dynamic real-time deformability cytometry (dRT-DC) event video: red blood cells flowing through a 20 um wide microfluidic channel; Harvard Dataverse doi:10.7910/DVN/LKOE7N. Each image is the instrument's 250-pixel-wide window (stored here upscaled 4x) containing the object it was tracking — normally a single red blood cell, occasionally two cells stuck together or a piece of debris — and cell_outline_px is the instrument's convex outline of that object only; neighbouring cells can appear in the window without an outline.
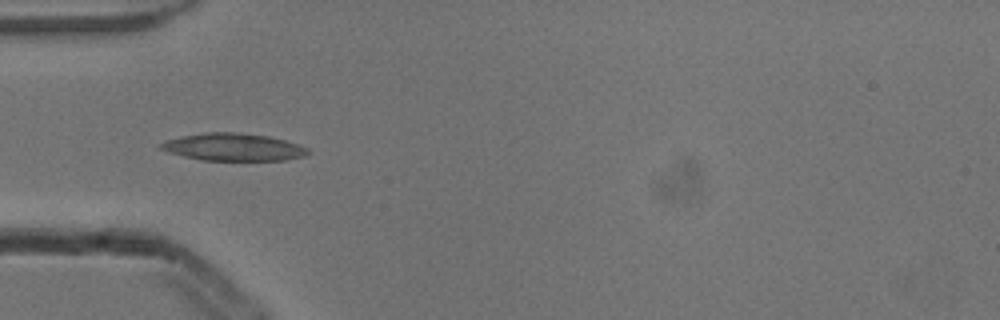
{"species": "common noctule bat (a hibernating species)", "species_latin": "Nyctalus noctula", "temperature_condition": "cold", "stored_images_in_passage": 8, "camera_frame_rate_fps": 3000, "um_per_image_px": 0.085, "animal": {"sex": "male", "body_mass_g": 13.3}, "frame": {"image": 1, "passage_image": 5, "time_ms": 1.333, "image_size_px": [1000, 320], "cell_outline_px": [[312, 152], [304, 156], [284, 160], [200, 160], [168, 152], [160, 148], [160, 144], [168, 140], [184, 136], [204, 132], [240, 132], [268, 136], [284, 140], [308, 148]], "centroid_in_image_um": [19.86, 12.5], "position_along_channel_um": 65.1, "area_um2": 23.35}}
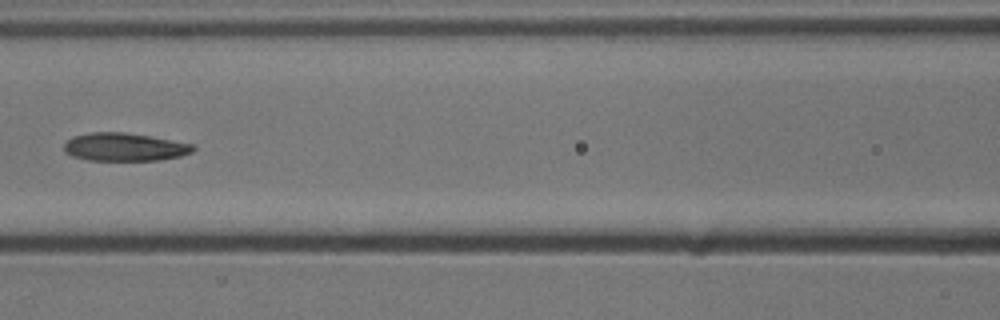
{"frame": {"image": 2, "passage_image": 7, "time_ms": 2.0, "image_size_px": [1000, 320], "cell_outline_px": [[196, 148], [192, 152], [180, 156], [160, 160], [88, 160], [72, 156], [64, 152], [64, 144], [72, 136], [92, 132], [124, 132], [196, 144]], "centroid_in_image_um": [10.59, 12.49], "position_along_channel_um": 156.0, "area_um2": 21.15}}
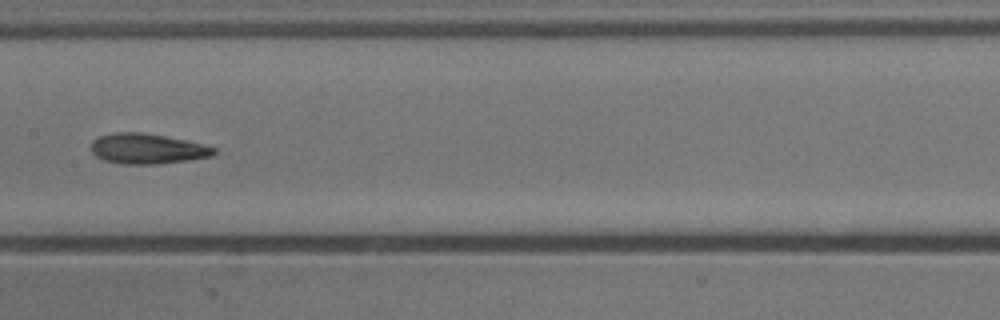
{"frame": {"image": 3, "passage_image": 8, "time_ms": 2.333, "image_size_px": [1000, 320], "cell_outline_px": [[216, 152], [212, 156], [192, 160], [156, 164], [124, 164], [104, 160], [96, 156], [92, 152], [92, 140], [100, 136], [116, 132], [140, 132], [188, 140], [204, 144], [216, 148]], "centroid_in_image_um": [12.56, 12.64], "position_along_channel_um": 194.8, "area_um2": 21.73}}